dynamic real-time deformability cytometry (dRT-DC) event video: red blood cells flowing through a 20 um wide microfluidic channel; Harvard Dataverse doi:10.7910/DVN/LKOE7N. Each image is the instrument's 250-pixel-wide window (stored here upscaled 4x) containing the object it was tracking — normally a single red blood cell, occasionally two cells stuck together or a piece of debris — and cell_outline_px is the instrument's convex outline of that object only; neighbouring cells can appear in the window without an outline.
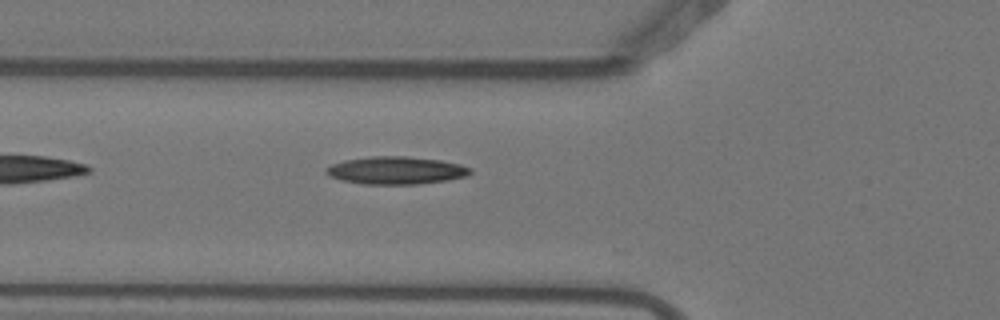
{"species": "Egyptian fruit bat (a non-hibernating species)", "species_latin": "Rousettus aegyptiacus", "temperature_condition": "warm", "stored_images_in_passage": 5, "camera_frame_rate_fps": 3000, "um_per_image_px": 0.085, "animal": {"sex": "female"}, "frame": {"image": 1, "passage_image": 5, "time_ms": 1.333, "image_size_px": [1000, 320], "cell_outline_px": [[472, 172], [464, 176], [448, 180], [416, 184], [364, 184], [340, 180], [324, 172], [324, 168], [332, 164], [344, 160], [368, 156], [404, 156], [440, 160], [460, 164], [472, 168]], "centroid_in_image_um": [33.64, 14.48], "position_along_channel_um": 92.2, "area_um2": 23.24}}